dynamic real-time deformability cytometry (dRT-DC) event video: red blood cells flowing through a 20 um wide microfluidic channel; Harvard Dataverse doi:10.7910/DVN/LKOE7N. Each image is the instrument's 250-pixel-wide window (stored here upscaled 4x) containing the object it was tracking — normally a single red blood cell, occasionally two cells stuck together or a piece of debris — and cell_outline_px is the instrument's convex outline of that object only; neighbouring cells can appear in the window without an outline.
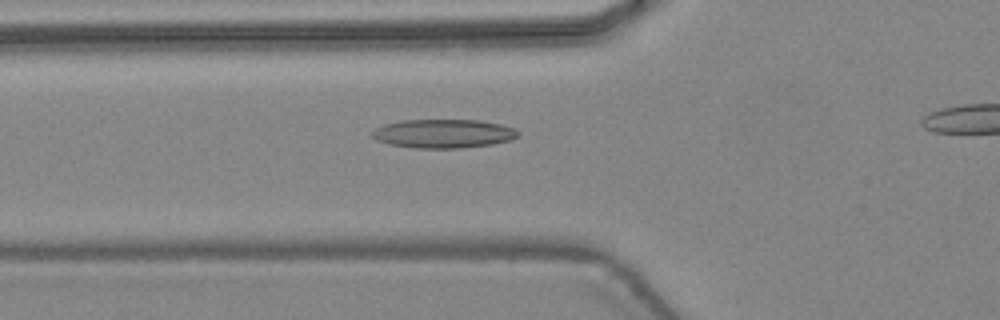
{"species": "common noctule bat (a hibernating species)", "species_latin": "Nyctalus noctula", "temperature_condition": "warm", "stored_images_in_passage": 31, "camera_frame_rate_fps": 3000, "um_per_image_px": 0.085, "animal": {"sex": "female", "body_mass_g": 24.6, "forearm_length_mm": 56.2}, "frame": {"image": 1, "passage_image": 7, "time_ms": 2.0, "image_size_px": [1000, 320], "cell_outline_px": [[520, 136], [512, 140], [492, 144], [460, 148], [416, 148], [388, 144], [376, 140], [372, 136], [372, 132], [376, 128], [384, 124], [400, 120], [480, 120], [500, 124], [516, 128], [520, 132]], "centroid_in_image_um": [37.73, 11.35], "position_along_channel_um": 88.1, "area_um2": 24.68}}
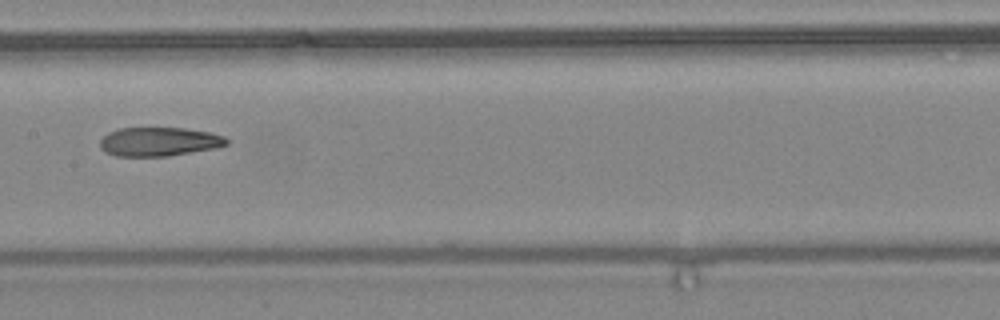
{"frame": {"image": 2, "passage_image": 14, "time_ms": 4.333, "image_size_px": [1000, 320], "cell_outline_px": [[228, 144], [216, 148], [168, 156], [116, 156], [104, 152], [100, 148], [100, 140], [108, 132], [120, 128], [184, 128], [208, 132], [224, 136], [228, 140]], "centroid_in_image_um": [13.5, 12.04], "position_along_channel_um": 193.9, "area_um2": 21.33}}
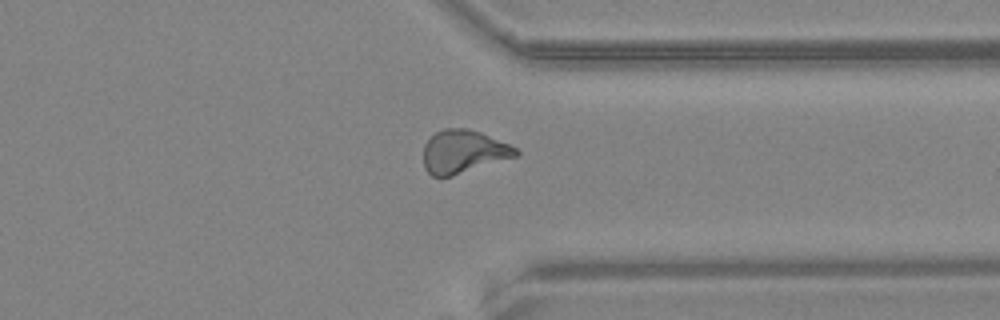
{"frame": {"image": 3, "passage_image": 26, "time_ms": 8.333, "image_size_px": [1000, 320], "cell_outline_px": [[520, 156], [452, 176], [432, 176], [424, 168], [424, 144], [436, 132], [444, 128], [468, 128], [480, 132], [508, 144], [516, 148], [520, 152]], "centroid_in_image_um": [39.41, 12.9], "position_along_channel_um": 372.0, "area_um2": 23.29}, "authors_computed_cell_mechanics": {"area_um2": 22.3686, "velocity_mm_per_s": 4.4811, "shape_relaxation_time_tau1_ms": null, "shape_relaxation_time_tau2_ms": 3.6121, "deformation_change_tau1": null, "deformation_change_tau2": 0.1235}}